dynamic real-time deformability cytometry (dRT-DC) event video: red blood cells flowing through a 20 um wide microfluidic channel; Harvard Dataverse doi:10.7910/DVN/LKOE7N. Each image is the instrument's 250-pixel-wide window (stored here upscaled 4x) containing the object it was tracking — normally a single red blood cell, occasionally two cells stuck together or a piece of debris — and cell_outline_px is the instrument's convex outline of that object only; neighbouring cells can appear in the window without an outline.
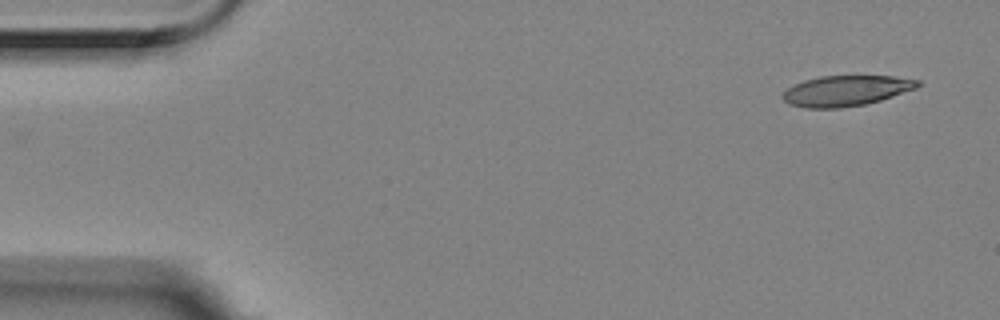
{"species": "Egyptian fruit bat (a non-hibernating species)", "species_latin": "Rousettus aegyptiacus", "temperature_condition": "room temperature", "stored_images_in_passage": 3, "camera_frame_rate_fps": 3000, "um_per_image_px": 0.085, "animal": {"sex": "female"}, "frame": {"image": 1, "passage_image": 1, "time_ms": 0.0, "image_size_px": [1000, 320], "cell_outline_px": [[920, 84], [916, 88], [880, 100], [864, 104], [840, 108], [808, 108], [788, 104], [780, 96], [788, 88], [804, 80], [820, 76], [892, 76], [920, 80]], "centroid_in_image_um": [71.89, 7.71], "position_along_channel_um": 13.1, "area_um2": 23.81}}